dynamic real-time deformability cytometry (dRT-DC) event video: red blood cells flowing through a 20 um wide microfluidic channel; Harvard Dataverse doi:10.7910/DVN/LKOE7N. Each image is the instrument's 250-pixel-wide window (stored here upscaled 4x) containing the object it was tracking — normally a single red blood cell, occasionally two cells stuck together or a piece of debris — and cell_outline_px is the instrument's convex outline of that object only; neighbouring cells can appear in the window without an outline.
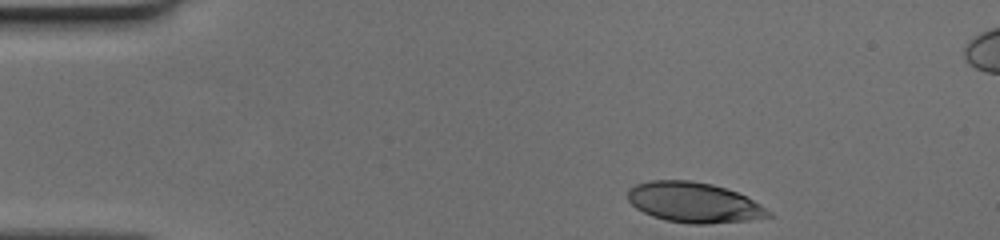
{"species": "human", "species_latin": "Homo sapiens", "temperature_condition": "cold", "stored_images_in_passage": 34, "camera_frame_rate_fps": 3000, "um_per_image_px": 0.085, "donor": {"sex": "female"}, "frame": {"image": 1, "passage_image": 1, "time_ms": 0.0, "image_size_px": [1000, 240], "cell_outline_px": [[772, 216], [748, 220], [704, 224], [692, 224], [668, 220], [652, 216], [636, 208], [628, 200], [628, 188], [636, 184], [648, 180], [692, 180], [712, 184], [736, 192], [760, 204], [772, 212]], "centroid_in_image_um": [58.96, 17.2], "position_along_channel_um": 26.0, "area_um2": 32.77}}
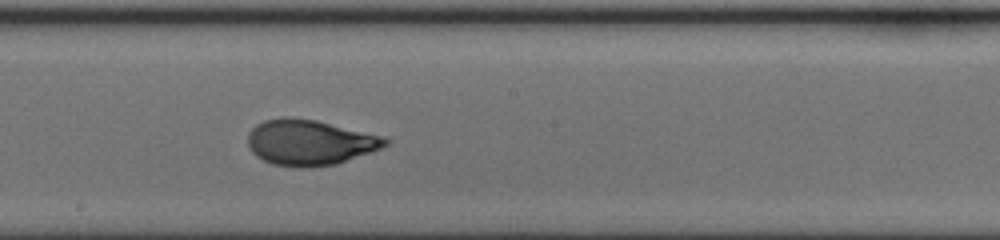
{"frame": {"image": 2, "passage_image": 21, "time_ms": 6.667, "image_size_px": [1000, 240], "cell_outline_px": [[392, 140], [388, 144], [372, 152], [336, 164], [308, 168], [296, 168], [272, 164], [256, 156], [248, 148], [248, 132], [256, 124], [264, 120], [284, 116], [288, 116], [316, 120], [384, 136]], "centroid_in_image_um": [26.32, 12.11], "position_along_channel_um": 221.9, "area_um2": 36.93}}
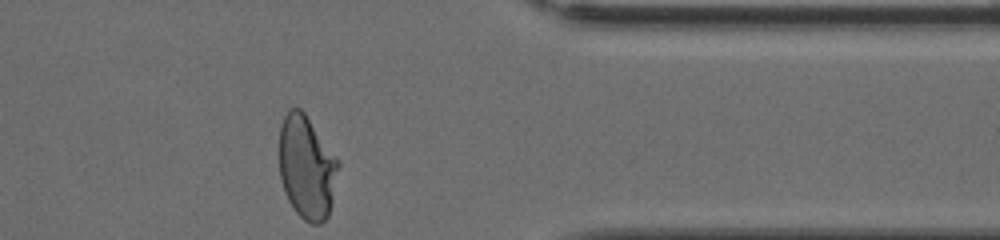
{"frame": {"image": 3, "passage_image": 34, "time_ms": 11.0, "image_size_px": [1000, 240], "cell_outline_px": [[340, 164], [332, 204], [328, 216], [320, 224], [312, 224], [304, 220], [296, 212], [288, 200], [280, 176], [280, 124], [288, 108], [300, 108], [304, 112], [340, 160]], "centroid_in_image_um": [26.1, 14.21], "position_along_channel_um": 385.3, "area_um2": 35.84}}